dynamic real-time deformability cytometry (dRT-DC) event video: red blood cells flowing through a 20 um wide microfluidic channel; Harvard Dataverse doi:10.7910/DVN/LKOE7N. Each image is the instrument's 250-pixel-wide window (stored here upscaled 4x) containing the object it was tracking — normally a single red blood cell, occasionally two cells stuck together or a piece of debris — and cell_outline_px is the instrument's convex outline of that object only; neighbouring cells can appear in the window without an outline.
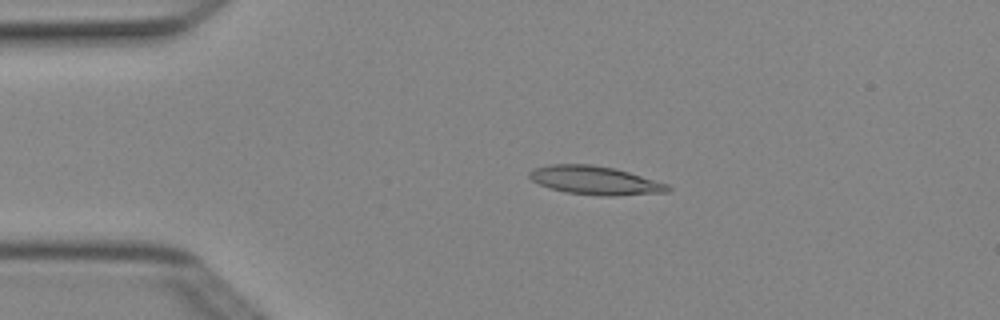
{"species": "Egyptian fruit bat (a non-hibernating species)", "species_latin": "Rousettus aegyptiacus", "temperature_condition": "cold", "stored_images_in_passage": 3, "camera_frame_rate_fps": 3000, "um_per_image_px": 0.085, "animal": {"sex": "female"}, "frame": {"image": 1, "passage_image": 2, "time_ms": 0.333, "image_size_px": [1000, 320], "cell_outline_px": [[672, 188], [668, 192], [612, 196], [600, 196], [564, 192], [540, 184], [532, 180], [528, 176], [528, 172], [536, 168], [548, 164], [592, 164], [616, 168], [668, 184]], "centroid_in_image_um": [50.59, 15.33], "position_along_channel_um": 34.4, "area_um2": 23.06}}